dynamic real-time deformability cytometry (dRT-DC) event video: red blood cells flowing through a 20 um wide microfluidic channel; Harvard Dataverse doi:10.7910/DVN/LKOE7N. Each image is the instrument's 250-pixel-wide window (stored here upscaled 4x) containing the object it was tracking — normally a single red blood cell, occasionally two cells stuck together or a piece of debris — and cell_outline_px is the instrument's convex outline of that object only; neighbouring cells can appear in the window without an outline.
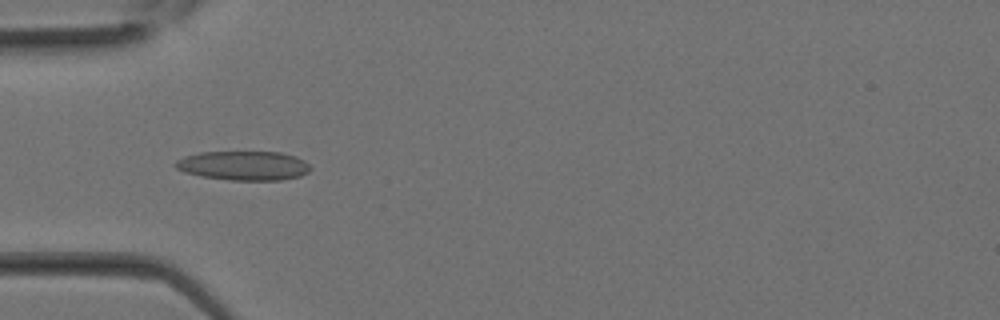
{"species": "Egyptian fruit bat (a non-hibernating species)", "species_latin": "Rousettus aegyptiacus", "temperature_condition": "room temperature", "stored_images_in_passage": 16, "camera_frame_rate_fps": 3000, "um_per_image_px": 0.085, "animal": {"sex": "female"}, "frame": {"image": 1, "passage_image": 3, "time_ms": 0.667, "image_size_px": [1000, 320], "cell_outline_px": [[312, 168], [308, 172], [300, 176], [280, 180], [228, 180], [200, 176], [184, 172], [176, 168], [172, 164], [176, 160], [184, 156], [200, 152], [280, 152], [296, 156], [304, 160]], "centroid_in_image_um": [20.69, 14.08], "position_along_channel_um": 64.3, "area_um2": 23.18}}
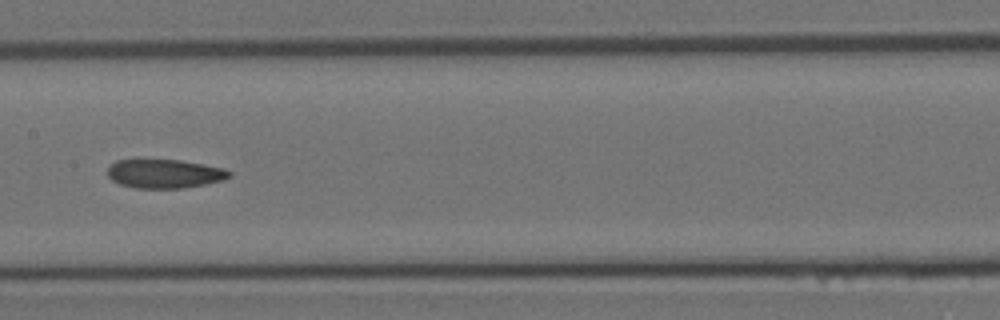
{"frame": {"image": 2, "passage_image": 9, "time_ms": 2.667, "image_size_px": [1000, 320], "cell_outline_px": [[232, 176], [220, 180], [204, 184], [184, 188], [136, 188], [120, 184], [112, 180], [108, 176], [108, 168], [116, 160], [144, 156], [180, 160], [204, 164], [224, 168], [232, 172]], "centroid_in_image_um": [13.93, 14.71], "position_along_channel_um": 193.5, "area_um2": 21.27}}
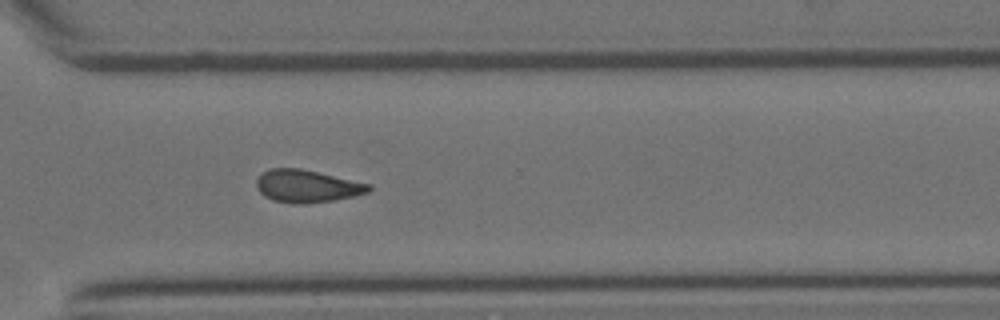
{"frame": {"image": 3, "passage_image": 16, "time_ms": 5.0, "image_size_px": [1000, 320], "cell_outline_px": [[372, 188], [368, 192], [336, 200], [304, 204], [292, 204], [272, 200], [264, 196], [256, 188], [256, 180], [268, 168], [300, 168], [372, 184]], "centroid_in_image_um": [26.09, 15.83], "position_along_channel_um": 344.5, "area_um2": 21.44}}